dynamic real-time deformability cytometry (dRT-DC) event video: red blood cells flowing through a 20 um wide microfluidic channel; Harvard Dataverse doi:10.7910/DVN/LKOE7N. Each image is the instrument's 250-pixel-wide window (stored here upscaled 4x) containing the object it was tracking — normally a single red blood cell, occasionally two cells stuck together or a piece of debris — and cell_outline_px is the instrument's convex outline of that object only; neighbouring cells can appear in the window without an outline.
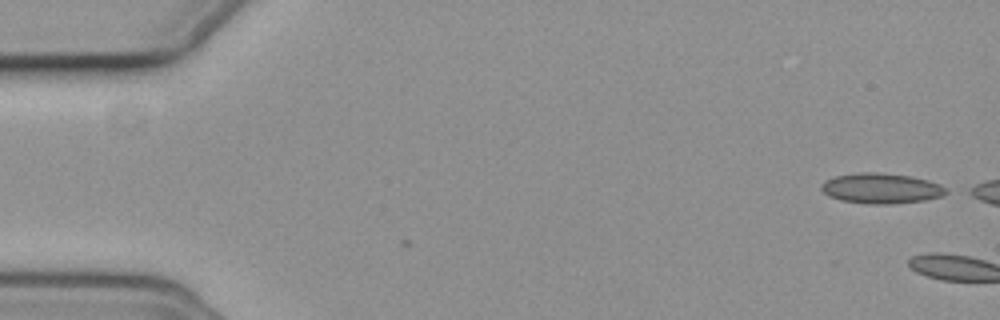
{"species": "common noctule bat (a hibernating species)", "species_latin": "Nyctalus noctula", "temperature_condition": "cold", "stored_images_in_passage": 3, "camera_frame_rate_fps": 3000, "um_per_image_px": 0.085, "animal": {"sex": "female", "body_mass_g": 19.3, "forearm_length_mm": 54.1}, "frame": {"image": 1, "passage_image": 1, "time_ms": 0.0, "image_size_px": [1000, 320], "cell_outline_px": [[952, 192], [944, 196], [924, 200], [892, 204], [868, 204], [840, 200], [828, 196], [820, 188], [820, 184], [824, 180], [836, 176], [860, 172], [876, 172], [912, 176], [928, 180], [940, 184]], "centroid_in_image_um": [74.93, 16.01], "position_along_channel_um": 10.1, "area_um2": 22.37}}